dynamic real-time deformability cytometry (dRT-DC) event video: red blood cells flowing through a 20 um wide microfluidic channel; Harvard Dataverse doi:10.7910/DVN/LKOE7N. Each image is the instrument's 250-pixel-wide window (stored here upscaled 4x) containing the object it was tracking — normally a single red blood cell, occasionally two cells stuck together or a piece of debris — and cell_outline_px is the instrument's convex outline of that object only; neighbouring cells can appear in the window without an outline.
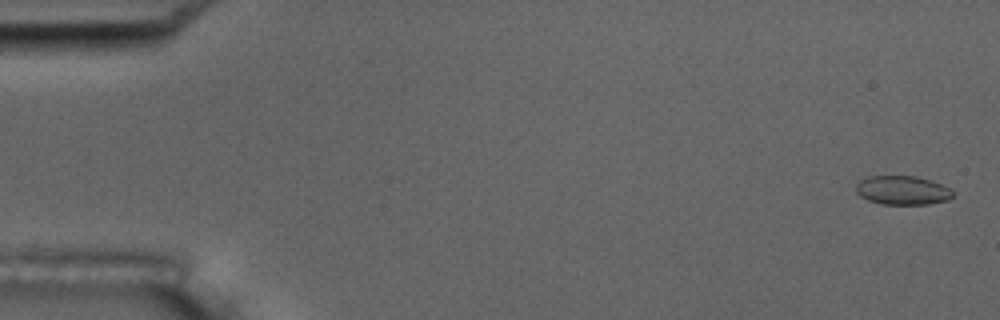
{"species": "common noctule bat (a hibernating species)", "species_latin": "Nyctalus noctula", "temperature_condition": "room temperature", "stored_images_in_passage": 54, "camera_frame_rate_fps": 3000, "um_per_image_px": 0.085, "animal": {"sex": "male", "body_mass_g": 17.5, "forearm_length_mm": 52.3}, "frame": {"image": 1, "passage_image": 2, "time_ms": 0.333, "image_size_px": [1000, 320], "cell_outline_px": [[956, 196], [948, 200], [928, 204], [884, 204], [868, 200], [860, 196], [856, 192], [856, 184], [860, 180], [868, 176], [916, 176], [932, 180], [952, 188], [956, 192]], "centroid_in_image_um": [76.78, 16.17], "position_along_channel_um": 8.2, "area_um2": 16.65}}
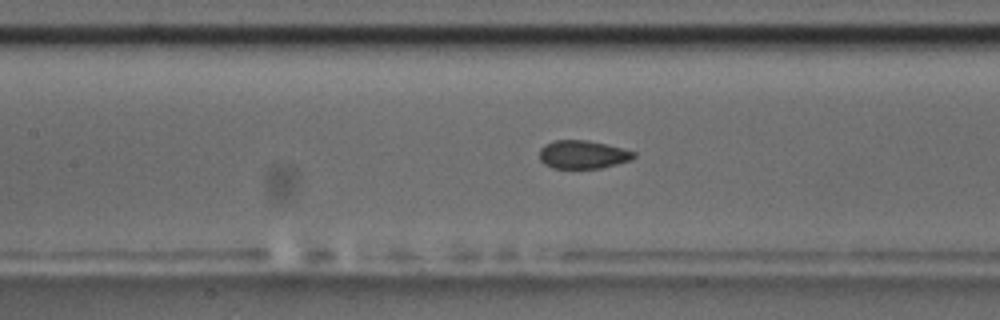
{"frame": {"image": 2, "passage_image": 25, "time_ms": 8.0, "image_size_px": [1000, 320], "cell_outline_px": [[636, 156], [632, 160], [600, 168], [552, 168], [544, 164], [540, 160], [540, 148], [544, 144], [552, 140], [588, 140], [608, 144], [636, 152]], "centroid_in_image_um": [49.54, 13.12], "position_along_channel_um": 157.9, "area_um2": 15.72}}
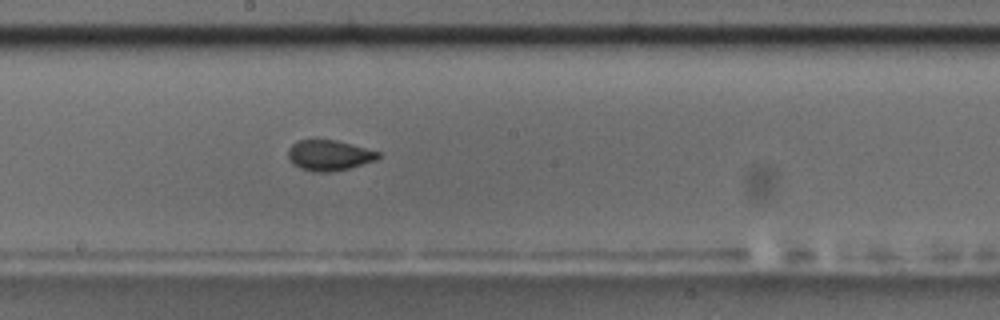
{"frame": {"image": 3, "passage_image": 30, "time_ms": 9.667, "image_size_px": [1000, 320], "cell_outline_px": [[380, 156], [376, 160], [348, 168], [332, 172], [312, 172], [300, 168], [288, 160], [288, 148], [296, 140], [336, 140], [352, 144], [380, 152]], "centroid_in_image_um": [27.95, 13.2], "position_along_channel_um": 220.3, "area_um2": 16.07}, "authors_computed_cell_mechanics": {"area_um2": 16.4152, "velocity_mm_per_s": 3.7642, "shape_relaxation_time_tau1_ms": 6.23, "shape_relaxation_time_tau2_ms": null, "deformation_change_tau1": 0.1092, "deformation_change_tau2": null}}